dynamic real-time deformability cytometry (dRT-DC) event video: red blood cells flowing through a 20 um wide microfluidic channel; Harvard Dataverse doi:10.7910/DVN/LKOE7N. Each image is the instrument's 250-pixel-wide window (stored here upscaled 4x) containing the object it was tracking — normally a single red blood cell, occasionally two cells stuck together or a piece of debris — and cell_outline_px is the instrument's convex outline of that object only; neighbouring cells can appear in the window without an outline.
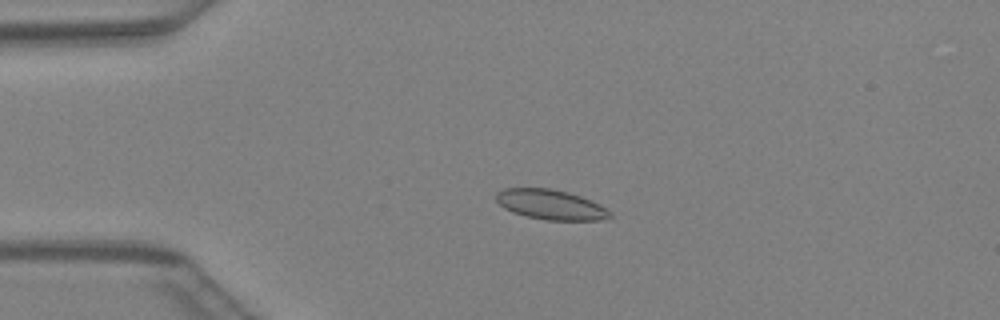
{"species": "Egyptian fruit bat (a non-hibernating species)", "species_latin": "Rousettus aegyptiacus", "temperature_condition": "warm", "stored_images_in_passage": 36, "camera_frame_rate_fps": 3000, "um_per_image_px": 0.085, "animal": {"sex": "female"}, "frame": {"image": 1, "passage_image": 1, "time_ms": 0.0, "image_size_px": [1000, 320], "cell_outline_px": [[612, 216], [600, 220], [548, 220], [528, 216], [512, 212], [504, 208], [496, 200], [496, 192], [504, 188], [552, 188], [568, 192], [580, 196], [612, 212]], "centroid_in_image_um": [46.77, 17.38], "position_along_channel_um": 38.2, "area_um2": 19.59}}
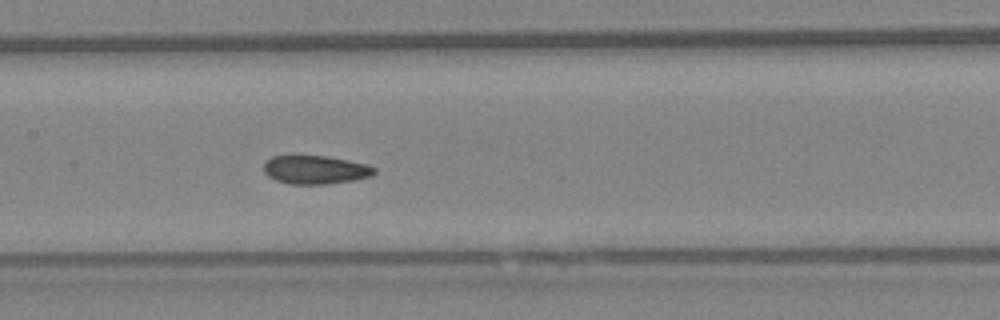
{"frame": {"image": 2, "passage_image": 13, "time_ms": 4.0, "image_size_px": [1000, 320], "cell_outline_px": [[376, 172], [372, 176], [356, 180], [328, 184], [288, 184], [276, 180], [268, 176], [264, 172], [264, 164], [272, 156], [296, 152], [328, 156], [368, 164], [376, 168]], "centroid_in_image_um": [26.79, 14.38], "position_along_channel_um": 180.6, "area_um2": 19.31}}
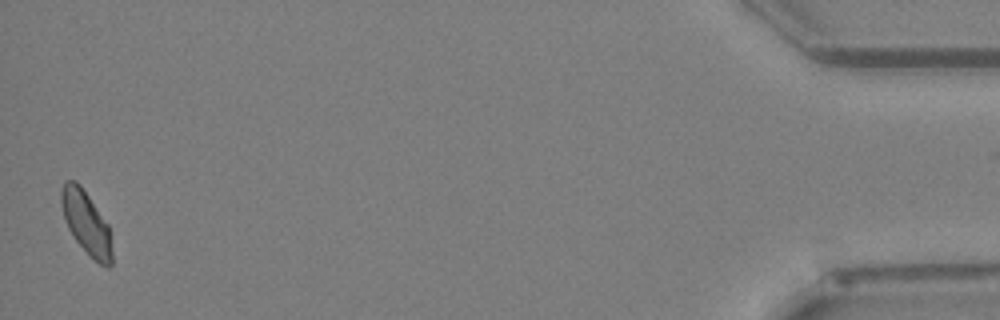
{"frame": {"image": 3, "passage_image": 36, "time_ms": 11.667, "image_size_px": [1000, 320], "cell_outline_px": [[112, 264], [108, 268], [100, 264], [76, 240], [68, 228], [64, 220], [60, 204], [60, 188], [64, 180], [76, 180], [80, 184], [108, 224], [112, 252]], "centroid_in_image_um": [7.3, 18.88], "position_along_channel_um": 427.9, "area_um2": 18.55}}